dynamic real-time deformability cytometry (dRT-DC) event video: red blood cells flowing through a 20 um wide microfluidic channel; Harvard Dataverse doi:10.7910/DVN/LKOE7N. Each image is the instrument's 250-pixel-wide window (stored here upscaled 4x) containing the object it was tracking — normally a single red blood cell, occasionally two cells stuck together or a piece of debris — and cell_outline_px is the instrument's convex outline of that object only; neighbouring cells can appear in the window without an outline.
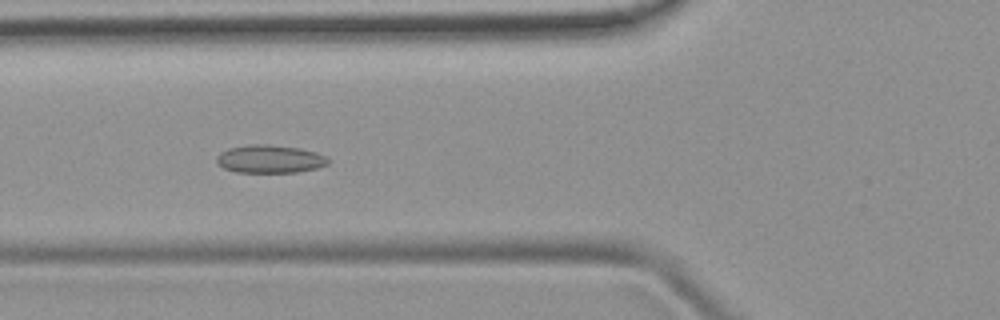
{"species": "common noctule bat (a hibernating species)", "species_latin": "Nyctalus noctula", "temperature_condition": "room temperature", "stored_images_in_passage": 49, "camera_frame_rate_fps": 3000, "um_per_image_px": 0.085, "animal": {"sex": "female", "body_mass_g": 19.9}, "frame": {"image": 1, "passage_image": 18, "time_ms": 5.667, "image_size_px": [1000, 320], "cell_outline_px": [[332, 160], [328, 164], [316, 168], [296, 172], [236, 172], [224, 168], [216, 164], [216, 156], [220, 152], [228, 148], [252, 144], [268, 144], [300, 148], [316, 152], [328, 156]], "centroid_in_image_um": [22.95, 13.51], "position_along_channel_um": 102.9, "area_um2": 18.44}}
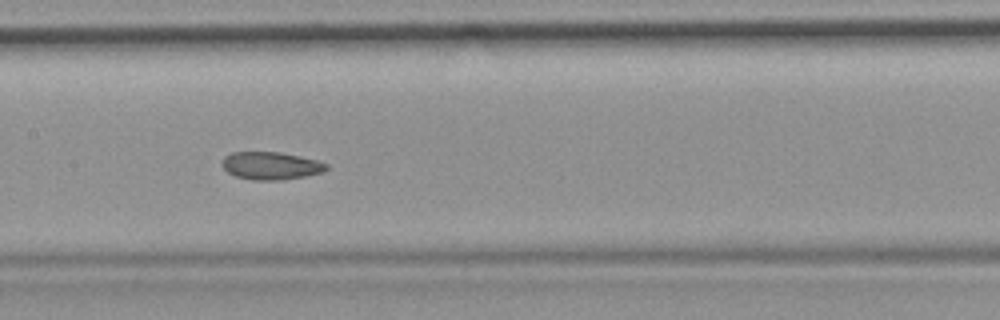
{"frame": {"image": 2, "passage_image": 24, "time_ms": 7.667, "image_size_px": [1000, 320], "cell_outline_px": [[328, 168], [324, 172], [304, 176], [280, 180], [252, 180], [236, 176], [228, 172], [220, 164], [224, 156], [232, 152], [280, 152], [316, 160], [328, 164]], "centroid_in_image_um": [23.0, 14.08], "position_along_channel_um": 184.4, "area_um2": 16.82}}
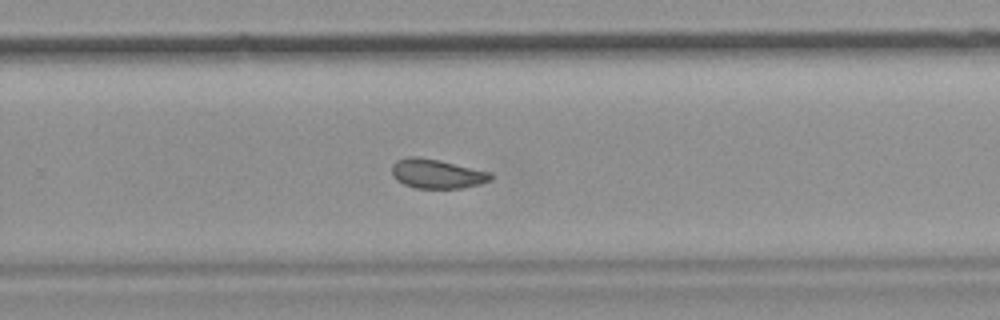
{"frame": {"image": 3, "passage_image": 32, "time_ms": 10.333, "image_size_px": [1000, 320], "cell_outline_px": [[492, 180], [480, 184], [460, 188], [416, 188], [404, 184], [396, 180], [392, 176], [392, 164], [396, 160], [408, 156], [416, 156], [436, 160], [492, 172]], "centroid_in_image_um": [37.11, 14.77], "position_along_channel_um": 292.7, "area_um2": 16.82}}